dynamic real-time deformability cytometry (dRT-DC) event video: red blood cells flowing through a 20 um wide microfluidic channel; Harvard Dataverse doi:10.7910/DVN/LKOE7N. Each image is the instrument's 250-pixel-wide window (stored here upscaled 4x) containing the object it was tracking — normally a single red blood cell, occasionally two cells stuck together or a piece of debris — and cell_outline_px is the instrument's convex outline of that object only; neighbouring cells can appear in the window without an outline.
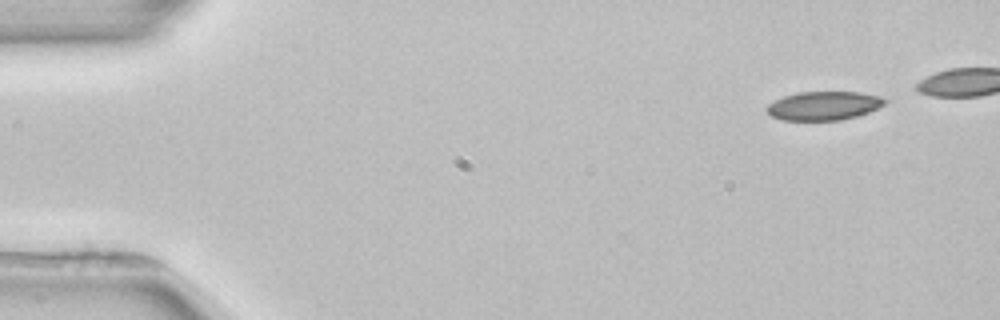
{"species": "common noctule bat (a hibernating species)", "species_latin": "Nyctalus noctula", "temperature_condition": "room temperature", "stored_images_in_passage": 2, "camera_frame_rate_fps": 3000, "um_per_image_px": 0.085, "animal": {"sex": "female", "body_mass_g": 22.7, "forearm_length_mm": 54.2}, "frame": {"image": 1, "passage_image": 2, "time_ms": 1.333, "image_size_px": [1000, 320], "cell_outline_px": [[888, 100], [884, 104], [868, 112], [856, 116], [840, 120], [780, 120], [772, 116], [764, 108], [768, 104], [784, 96], [800, 92], [860, 92], [880, 96]], "centroid_in_image_um": [70.01, 8.98], "position_along_channel_um": 15.0, "area_um2": 19.65}}